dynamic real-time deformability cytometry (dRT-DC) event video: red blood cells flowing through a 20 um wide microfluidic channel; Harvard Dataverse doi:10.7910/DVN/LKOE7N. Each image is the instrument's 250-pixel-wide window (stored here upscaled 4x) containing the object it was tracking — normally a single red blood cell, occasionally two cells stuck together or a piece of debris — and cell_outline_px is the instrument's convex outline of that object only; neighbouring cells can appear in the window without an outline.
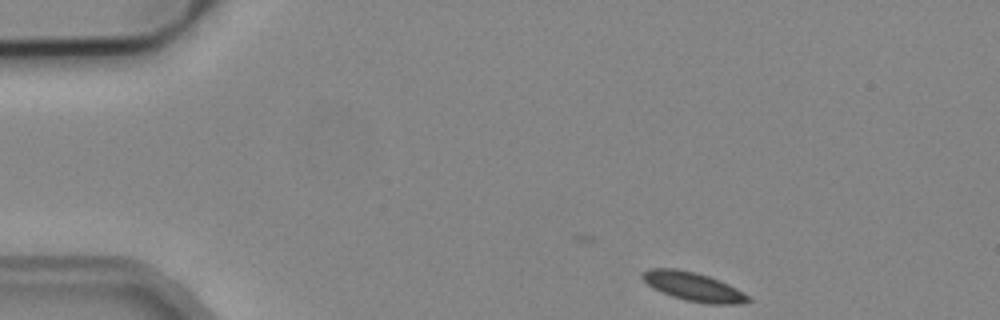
{"species": "common noctule bat (a hibernating species)", "species_latin": "Nyctalus noctula", "temperature_condition": "cold", "stored_images_in_passage": 4, "camera_frame_rate_fps": 3000, "um_per_image_px": 0.085, "animal": {"sex": "male", "body_mass_g": 19.2, "forearm_length_mm": 51.8}, "frame": {"image": 1, "passage_image": 1, "time_ms": 0.0, "image_size_px": [1000, 320], "cell_outline_px": [[752, 300], [740, 304], [708, 304], [684, 300], [672, 296], [652, 288], [640, 276], [640, 272], [648, 268], [676, 268], [696, 272], [720, 280], [736, 288], [748, 296]], "centroid_in_image_um": [58.9, 24.35], "position_along_channel_um": 26.1, "area_um2": 17.86}}
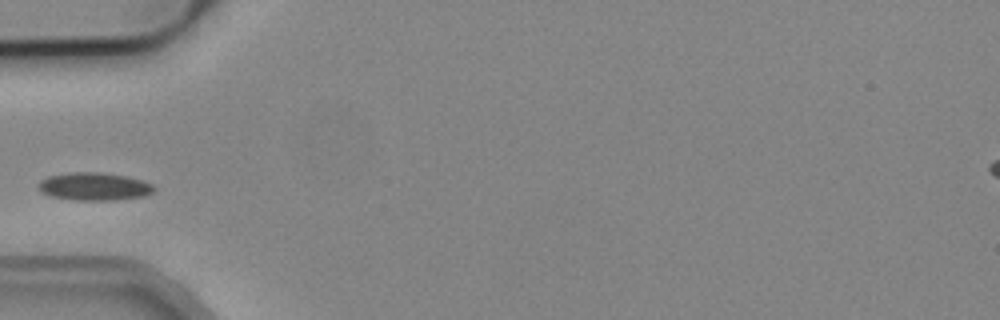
{"frame": {"image": 2, "passage_image": 4, "time_ms": 1.0, "image_size_px": [1000, 320], "cell_outline_px": [[156, 188], [152, 192], [144, 196], [116, 200], [76, 200], [52, 196], [40, 192], [40, 180], [48, 176], [68, 172], [100, 172], [128, 176], [152, 184]], "centroid_in_image_um": [8.02, 15.84], "position_along_channel_um": 77.0, "area_um2": 18.73}}